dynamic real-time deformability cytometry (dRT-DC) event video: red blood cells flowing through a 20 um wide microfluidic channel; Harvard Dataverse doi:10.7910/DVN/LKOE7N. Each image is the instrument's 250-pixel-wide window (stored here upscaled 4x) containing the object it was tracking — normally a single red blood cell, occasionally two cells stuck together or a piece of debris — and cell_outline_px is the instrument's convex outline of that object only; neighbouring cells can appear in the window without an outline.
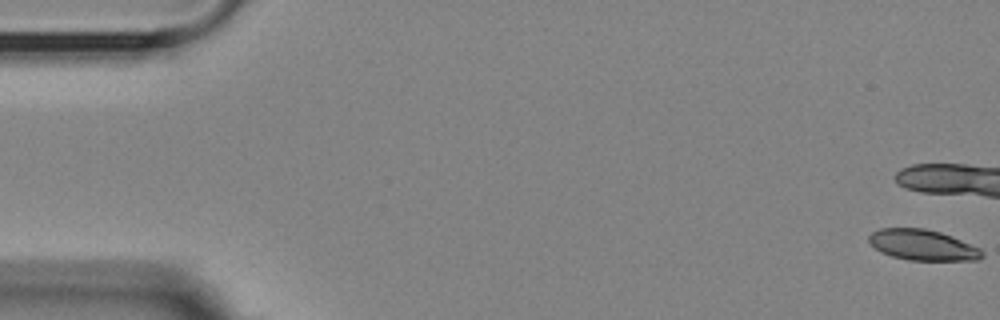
{"species": "Egyptian fruit bat (a non-hibernating species)", "species_latin": "Rousettus aegyptiacus", "temperature_condition": "room temperature", "stored_images_in_passage": 11, "camera_frame_rate_fps": 3000, "um_per_image_px": 0.085, "animal": {"sex": "female"}, "frame": {"image": 1, "passage_image": 1, "time_ms": 0.0, "image_size_px": [1000, 320], "cell_outline_px": [[984, 256], [980, 260], [908, 260], [892, 256], [880, 252], [868, 240], [868, 236], [872, 232], [880, 228], [924, 228], [940, 232], [952, 236], [980, 248], [984, 252]], "centroid_in_image_um": [78.45, 20.82], "position_along_channel_um": 6.6, "area_um2": 20.29}}